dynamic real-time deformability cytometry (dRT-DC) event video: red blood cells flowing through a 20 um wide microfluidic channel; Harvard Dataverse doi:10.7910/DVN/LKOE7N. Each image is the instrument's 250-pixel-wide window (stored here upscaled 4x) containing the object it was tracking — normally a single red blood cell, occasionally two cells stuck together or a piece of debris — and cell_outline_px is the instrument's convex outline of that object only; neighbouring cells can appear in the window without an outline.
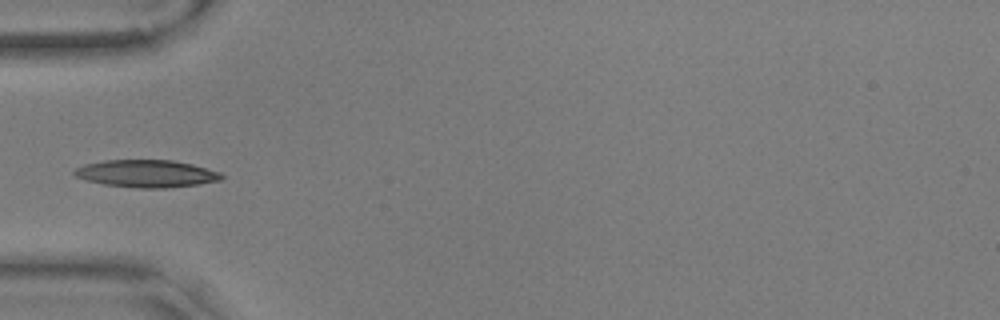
{"species": "common noctule bat (a hibernating species)", "species_latin": "Nyctalus noctula", "temperature_condition": "warm", "stored_images_in_passage": 39, "camera_frame_rate_fps": 3000, "um_per_image_px": 0.085, "animal": {"sex": "male", "body_mass_g": 17.9, "forearm_length_mm": 54.2}, "frame": {"image": 1, "passage_image": 1, "time_ms": 0.0, "image_size_px": [1000, 320], "cell_outline_px": [[224, 176], [220, 180], [196, 184], [164, 188], [136, 188], [104, 184], [88, 180], [76, 176], [72, 172], [76, 168], [84, 164], [104, 160], [172, 160], [192, 164], [220, 172]], "centroid_in_image_um": [12.44, 14.75], "position_along_channel_um": 72.6, "area_um2": 23.29}}
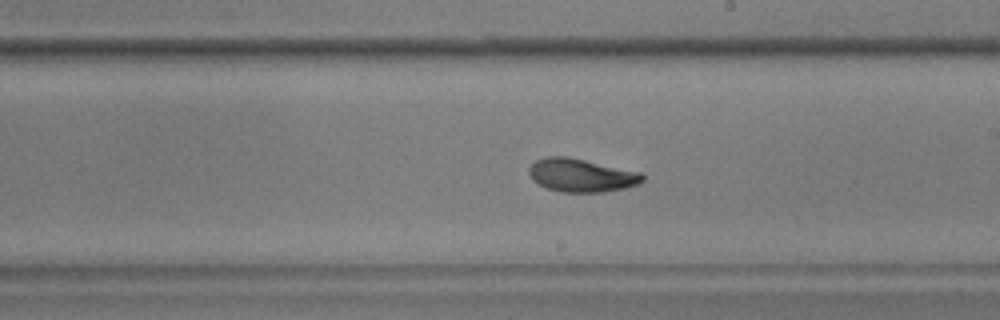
{"frame": {"image": 2, "passage_image": 15, "time_ms": 4.667, "image_size_px": [1000, 320], "cell_outline_px": [[644, 180], [636, 184], [624, 188], [604, 192], [560, 192], [548, 188], [532, 180], [528, 172], [528, 168], [536, 160], [544, 156], [568, 156], [644, 172]], "centroid_in_image_um": [49.43, 14.88], "position_along_channel_um": 239.6, "area_um2": 22.25}}
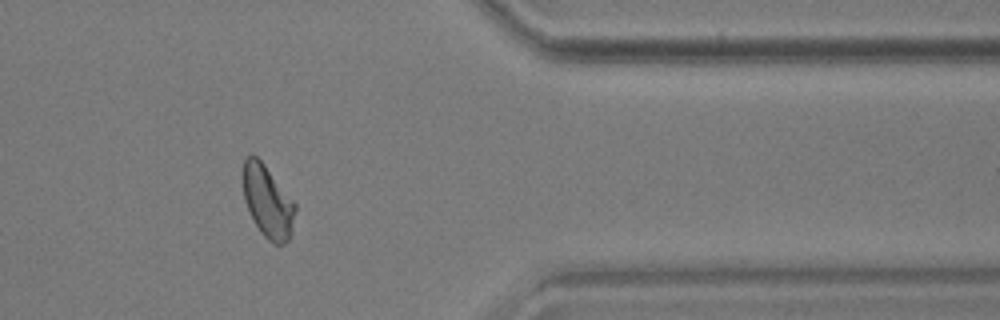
{"frame": {"image": 3, "passage_image": 29, "time_ms": 9.333, "image_size_px": [1000, 320], "cell_outline_px": [[296, 208], [288, 240], [284, 244], [272, 244], [260, 232], [244, 200], [244, 160], [252, 152], [264, 164], [296, 204]], "centroid_in_image_um": [22.75, 17.13], "position_along_channel_um": 388.6, "area_um2": 21.44}, "authors_computed_cell_mechanics": {"area_um2": 21.964, "velocity_mm_per_s": 3.5635, "shape_relaxation_time_tau1_ms": 3.0002, "shape_relaxation_time_tau2_ms": 1.6964, "deformation_change_tau1": 0.1661, "deformation_change_tau2": 0.0739}}